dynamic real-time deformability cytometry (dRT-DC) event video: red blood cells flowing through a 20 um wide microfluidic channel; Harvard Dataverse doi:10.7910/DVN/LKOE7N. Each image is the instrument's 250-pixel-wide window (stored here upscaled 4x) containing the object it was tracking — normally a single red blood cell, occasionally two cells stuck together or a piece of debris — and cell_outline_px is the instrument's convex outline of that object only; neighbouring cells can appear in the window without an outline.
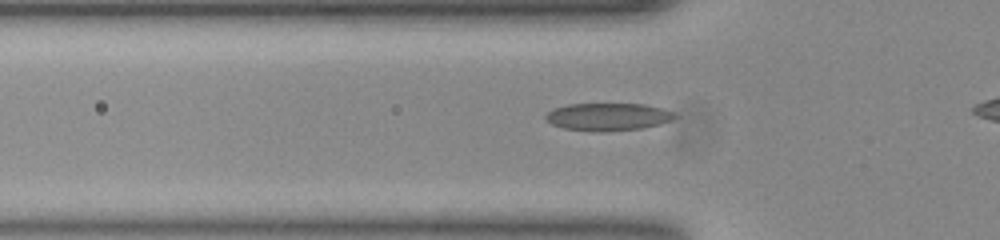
{"species": "common noctule bat (a hibernating species)", "species_latin": "Nyctalus noctula", "temperature_condition": "room temperature", "stored_images_in_passage": 37, "camera_frame_rate_fps": 3000, "um_per_image_px": 0.085, "animal": {"sex": "female", "body_mass_g": 23.0, "forearm_length_mm": 53.4}, "frame": {"image": 1, "passage_image": 12, "time_ms": 3.667, "image_size_px": [1000, 240], "cell_outline_px": [[680, 116], [672, 120], [660, 124], [640, 128], [600, 132], [564, 128], [552, 124], [544, 116], [548, 112], [556, 108], [568, 104], [644, 104], [664, 108], [676, 112]], "centroid_in_image_um": [51.76, 9.92], "position_along_channel_um": 74.0, "area_um2": 20.75}}
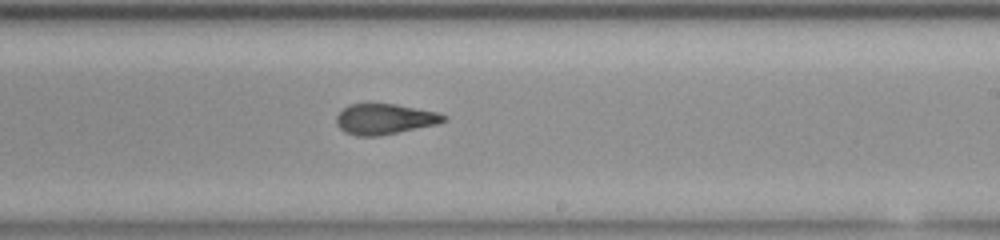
{"frame": {"image": 2, "passage_image": 26, "time_ms": 8.333, "image_size_px": [1000, 240], "cell_outline_px": [[448, 120], [436, 124], [376, 136], [360, 136], [348, 132], [340, 128], [336, 124], [336, 116], [348, 104], [396, 104], [436, 112], [448, 116]], "centroid_in_image_um": [32.7, 10.1], "position_along_channel_um": 256.3, "area_um2": 18.73}}
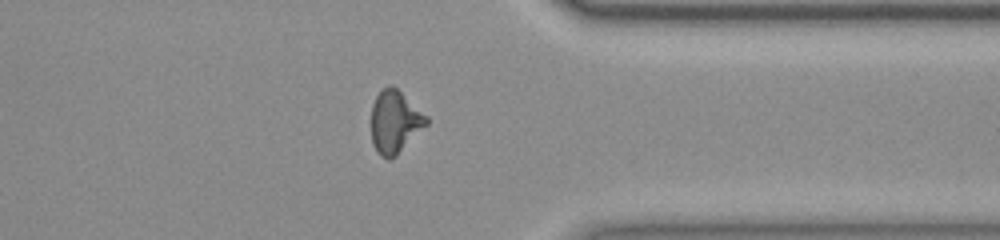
{"frame": {"image": 3, "passage_image": 36, "time_ms": 11.667, "image_size_px": [1000, 240], "cell_outline_px": [[428, 124], [396, 156], [388, 160], [380, 156], [372, 144], [372, 104], [376, 96], [388, 84], [392, 84], [428, 116]], "centroid_in_image_um": [33.57, 10.36], "position_along_channel_um": 377.8, "area_um2": 20.17}}